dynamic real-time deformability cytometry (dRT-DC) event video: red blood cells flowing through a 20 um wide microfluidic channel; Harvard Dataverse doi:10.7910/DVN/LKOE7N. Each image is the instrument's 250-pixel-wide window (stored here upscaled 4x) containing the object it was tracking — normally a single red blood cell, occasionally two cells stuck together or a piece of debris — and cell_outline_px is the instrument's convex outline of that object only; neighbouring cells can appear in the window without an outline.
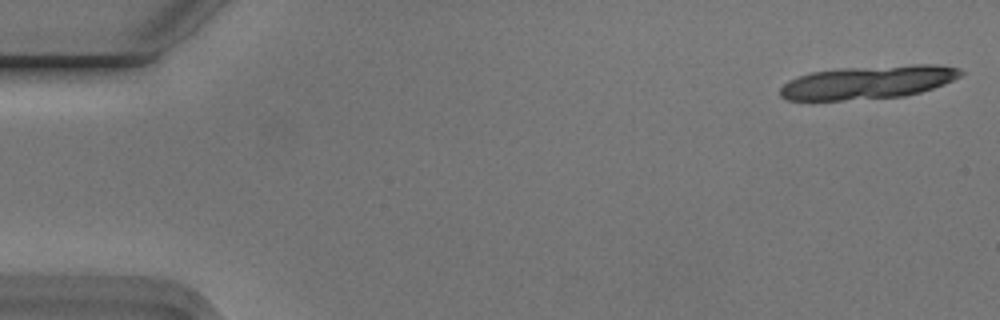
{"species": "Egyptian fruit bat (a non-hibernating species)", "species_latin": "Rousettus aegyptiacus", "temperature_condition": "cold", "stored_images_in_passage": 4, "camera_frame_rate_fps": 3000, "um_per_image_px": 0.085, "animal": {"sex": "male"}, "frame": {"image": 1, "passage_image": 1, "time_ms": 0.0, "image_size_px": [1000, 320], "cell_outline_px": [[964, 72], [960, 76], [944, 84], [920, 92], [904, 96], [840, 100], [788, 100], [780, 96], [780, 88], [788, 80], [812, 72], [840, 68], [912, 64], [936, 64], [960, 68]], "centroid_in_image_um": [73.8, 6.98], "position_along_channel_um": 11.2, "area_um2": 34.97}}